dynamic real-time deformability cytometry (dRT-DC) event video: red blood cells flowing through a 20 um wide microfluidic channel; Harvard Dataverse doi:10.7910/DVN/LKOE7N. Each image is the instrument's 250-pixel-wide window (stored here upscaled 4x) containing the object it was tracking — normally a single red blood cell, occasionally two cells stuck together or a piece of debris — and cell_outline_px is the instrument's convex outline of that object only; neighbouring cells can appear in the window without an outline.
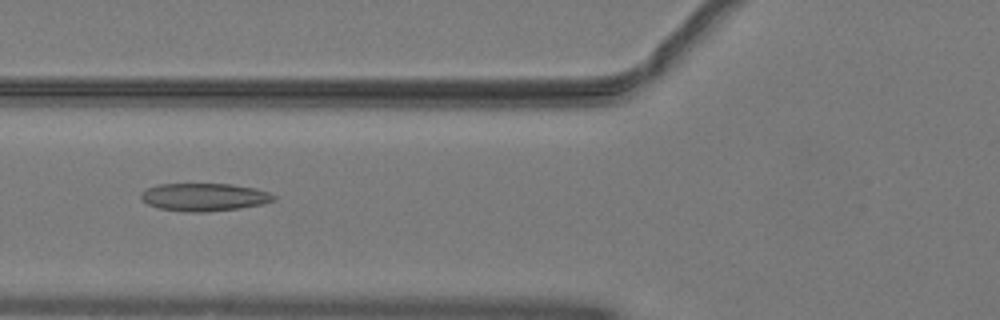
{"species": "common noctule bat (a hibernating species)", "species_latin": "Nyctalus noctula", "temperature_condition": "warm", "stored_images_in_passage": 11, "camera_frame_rate_fps": 3000, "um_per_image_px": 0.085, "animal": {"sex": "male", "body_mass_g": 19.2, "forearm_length_mm": 51.8}, "frame": {"image": 1, "passage_image": 4, "time_ms": 1.0, "image_size_px": [1000, 320], "cell_outline_px": [[276, 200], [264, 204], [240, 208], [208, 212], [184, 212], [160, 208], [148, 204], [140, 200], [140, 196], [148, 188], [156, 184], [232, 184], [256, 188], [268, 192], [276, 196]], "centroid_in_image_um": [17.39, 16.76], "position_along_channel_um": 108.4, "area_um2": 21.68}}
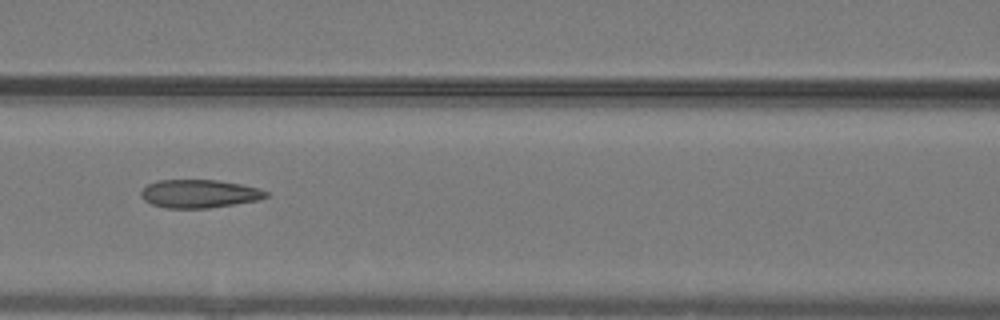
{"frame": {"image": 2, "passage_image": 7, "time_ms": 2.0, "image_size_px": [1000, 320], "cell_outline_px": [[268, 196], [260, 200], [208, 208], [168, 208], [152, 204], [144, 200], [140, 196], [140, 192], [148, 184], [156, 180], [216, 180], [240, 184], [260, 188], [268, 192]], "centroid_in_image_um": [16.94, 16.46], "position_along_channel_um": 149.7, "area_um2": 20.58}}
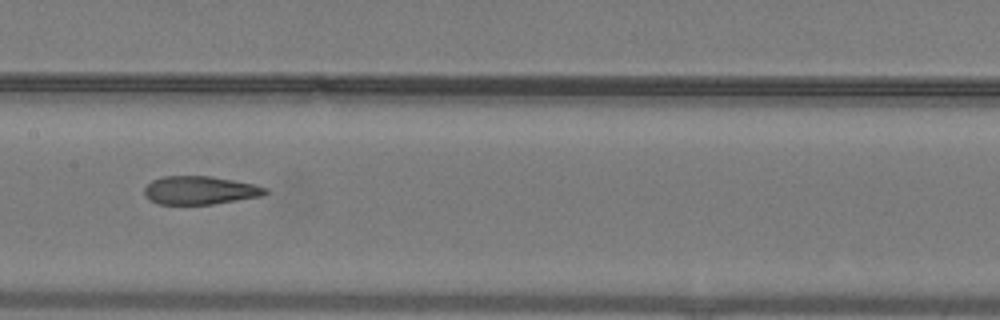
{"frame": {"image": 3, "passage_image": 10, "time_ms": 3.0, "image_size_px": [1000, 320], "cell_outline_px": [[268, 192], [260, 196], [212, 204], [160, 204], [148, 200], [144, 196], [144, 188], [152, 180], [164, 176], [212, 176], [256, 184], [268, 188]], "centroid_in_image_um": [16.98, 16.17], "position_along_channel_um": 190.4, "area_um2": 20.0}}